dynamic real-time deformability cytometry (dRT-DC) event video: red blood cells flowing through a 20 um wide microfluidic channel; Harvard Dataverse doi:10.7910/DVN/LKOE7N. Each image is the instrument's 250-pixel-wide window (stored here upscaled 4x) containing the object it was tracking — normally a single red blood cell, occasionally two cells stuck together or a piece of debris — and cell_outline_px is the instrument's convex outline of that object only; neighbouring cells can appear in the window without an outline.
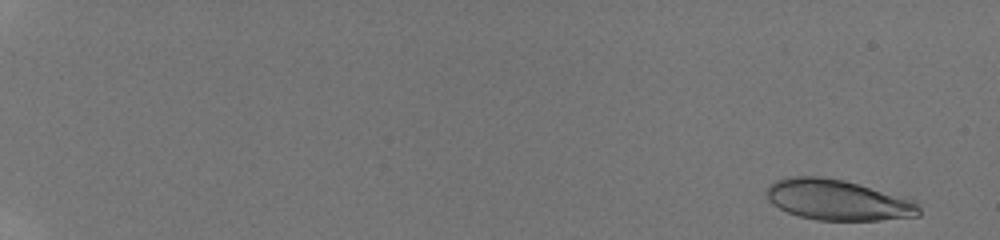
{"species": "human", "species_latin": "Homo sapiens", "temperature_condition": "room temperature", "stored_images_in_passage": 20, "camera_frame_rate_fps": 3000, "um_per_image_px": 0.085, "donor": {"sex": "male"}, "frame": {"image": 1, "passage_image": 2, "time_ms": 0.667, "image_size_px": [1000, 240], "cell_outline_px": [[920, 216], [880, 220], [816, 220], [800, 216], [788, 212], [772, 204], [768, 200], [764, 192], [768, 184], [776, 180], [788, 176], [820, 176], [844, 180], [908, 196], [916, 200], [920, 208]], "centroid_in_image_um": [71.24, 16.98], "position_along_channel_um": 13.8, "area_um2": 36.82}}
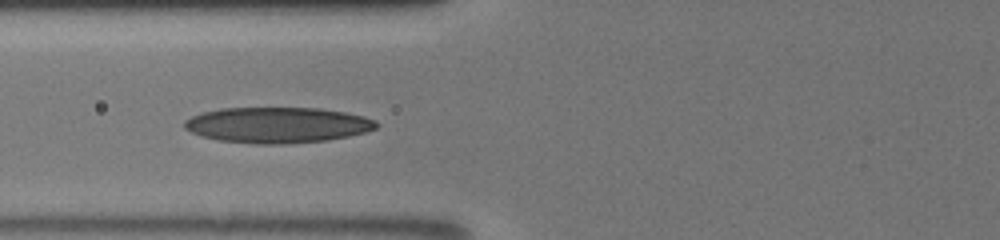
{"frame": {"image": 2, "passage_image": 13, "time_ms": 8.0, "image_size_px": [1000, 240], "cell_outline_px": [[380, 124], [376, 128], [364, 132], [348, 136], [328, 140], [284, 144], [256, 144], [220, 140], [200, 136], [184, 128], [184, 120], [200, 112], [220, 108], [320, 108], [344, 112], [364, 116], [376, 120]], "centroid_in_image_um": [23.57, 10.62], "position_along_channel_um": 102.2, "area_um2": 40.11}}
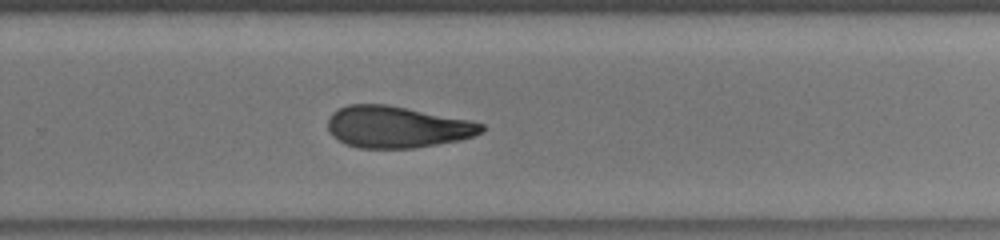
{"frame": {"image": 3, "passage_image": 20, "time_ms": 12.667, "image_size_px": [1000, 240], "cell_outline_px": [[484, 132], [472, 136], [456, 140], [416, 148], [360, 148], [344, 144], [332, 136], [328, 132], [328, 116], [332, 112], [348, 104], [388, 104], [472, 120], [484, 124]], "centroid_in_image_um": [33.72, 10.78], "position_along_channel_um": 296.1, "area_um2": 37.57}}